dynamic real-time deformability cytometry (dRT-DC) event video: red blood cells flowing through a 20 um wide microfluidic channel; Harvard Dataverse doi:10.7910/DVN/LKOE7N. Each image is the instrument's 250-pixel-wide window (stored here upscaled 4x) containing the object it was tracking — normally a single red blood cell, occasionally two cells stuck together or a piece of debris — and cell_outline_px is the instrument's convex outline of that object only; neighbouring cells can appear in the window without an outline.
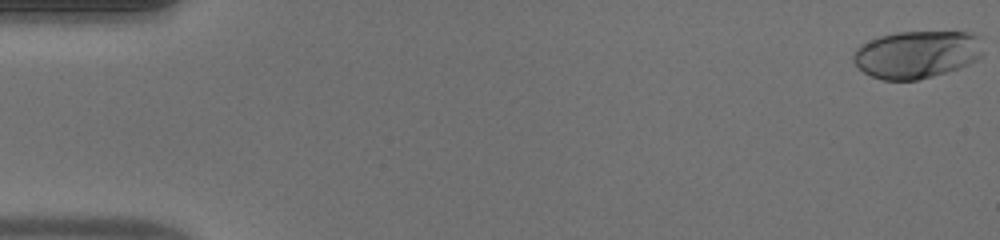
{"species": "human", "species_latin": "Homo sapiens", "temperature_condition": "warm", "stored_images_in_passage": 51, "camera_frame_rate_fps": 3000, "um_per_image_px": 0.085, "donor": {"sex": "male"}, "frame": {"image": 1, "passage_image": 1, "time_ms": 0.0, "image_size_px": [1000, 240], "cell_outline_px": [[980, 56], [976, 60], [968, 64], [932, 76], [916, 80], [884, 80], [872, 76], [864, 72], [852, 60], [852, 56], [856, 48], [860, 44], [880, 36], [896, 32], [968, 32], [980, 36]], "centroid_in_image_um": [77.88, 4.61], "position_along_channel_um": 7.1, "area_um2": 35.6}}
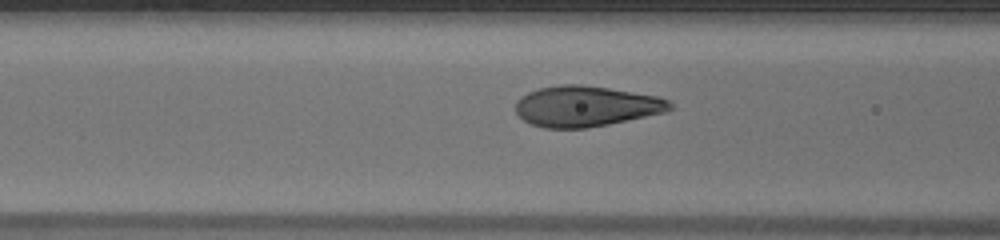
{"frame": {"image": 2, "passage_image": 21, "time_ms": 6.667, "image_size_px": [1000, 240], "cell_outline_px": [[672, 108], [668, 112], [588, 128], [544, 128], [532, 124], [524, 120], [516, 112], [516, 100], [520, 96], [528, 92], [540, 88], [560, 84], [580, 84], [608, 88], [656, 96], [668, 100], [672, 104]], "centroid_in_image_um": [49.8, 9.03], "position_along_channel_um": 116.8, "area_um2": 36.53}}
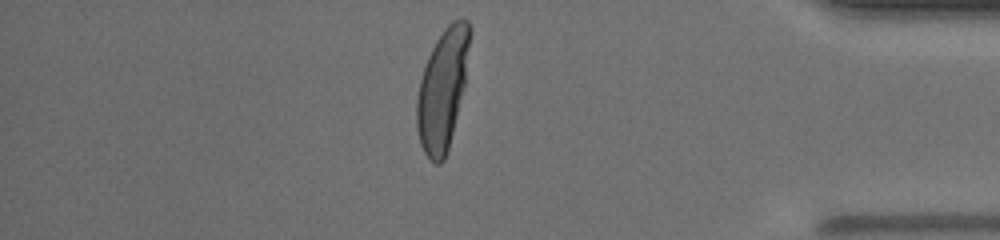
{"frame": {"image": 3, "passage_image": 44, "time_ms": 14.333, "image_size_px": [1000, 240], "cell_outline_px": [[472, 32], [464, 84], [448, 148], [444, 160], [440, 164], [436, 164], [424, 152], [420, 144], [416, 128], [416, 100], [420, 80], [428, 56], [436, 40], [444, 28], [452, 20], [468, 20], [472, 28]], "centroid_in_image_um": [37.61, 7.55], "position_along_channel_um": 397.6, "area_um2": 36.88}, "authors_computed_cell_mechanics": {"area_um2": 36.8764, "velocity_mm_per_s": 4.0822, "shape_relaxation_time_tau1_ms": 4.6205, "shape_relaxation_time_tau2_ms": null, "deformation_change_tau1": 0.2485, "deformation_change_tau2": null}}